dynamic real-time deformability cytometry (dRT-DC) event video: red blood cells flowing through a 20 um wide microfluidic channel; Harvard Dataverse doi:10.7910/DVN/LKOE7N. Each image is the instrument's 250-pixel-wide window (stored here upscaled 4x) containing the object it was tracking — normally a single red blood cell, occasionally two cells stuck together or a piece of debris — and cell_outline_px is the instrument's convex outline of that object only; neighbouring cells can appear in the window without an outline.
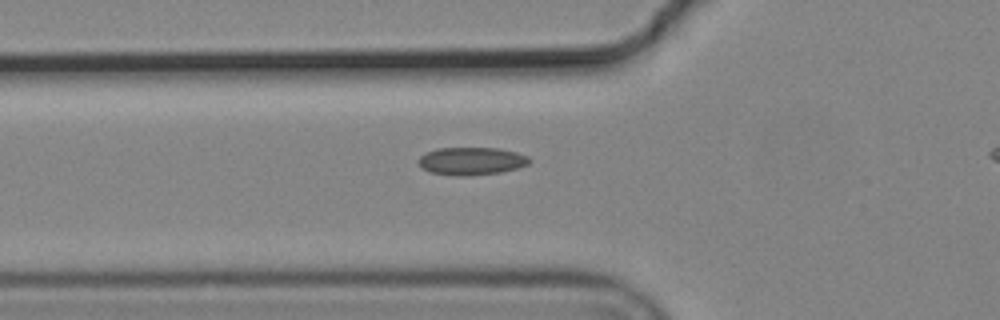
{"species": "common noctule bat (a hibernating species)", "species_latin": "Nyctalus noctula", "temperature_condition": "cold", "stored_images_in_passage": 3, "segment_of_instrument_passage": [1, 2], "camera_frame_rate_fps": 3000, "um_per_image_px": 0.085, "animal": {"sex": "male", "body_mass_g": 19.2, "forearm_length_mm": 51.8}, "frame": {"image": 1, "passage_image": 2, "time_ms": 0.333, "image_size_px": [1000, 320], "cell_outline_px": [[532, 160], [528, 164], [516, 168], [500, 172], [468, 176], [456, 176], [432, 172], [420, 168], [416, 160], [420, 156], [436, 148], [500, 148], [516, 152], [528, 156]], "centroid_in_image_um": [40.05, 13.69], "position_along_channel_um": 85.7, "area_um2": 18.03}}